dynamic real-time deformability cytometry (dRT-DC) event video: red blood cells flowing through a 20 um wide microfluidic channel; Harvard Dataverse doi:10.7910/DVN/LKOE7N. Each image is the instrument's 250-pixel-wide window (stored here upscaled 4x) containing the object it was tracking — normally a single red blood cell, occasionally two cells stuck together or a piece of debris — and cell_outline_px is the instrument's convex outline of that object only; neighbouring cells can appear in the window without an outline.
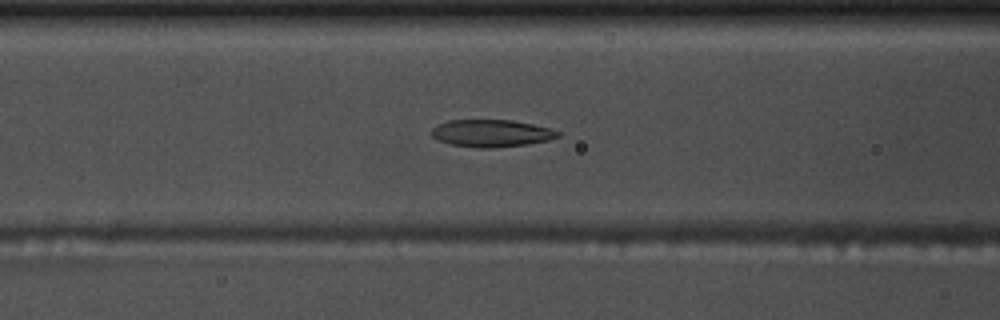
{"species": "common noctule bat (a hibernating species)", "species_latin": "Nyctalus noctula", "temperature_condition": "warm", "stored_images_in_passage": 53, "camera_frame_rate_fps": 3000, "um_per_image_px": 0.085, "animal": {"sex": "male", "body_mass_g": 17.5, "forearm_length_mm": 52.3}, "frame": {"image": 1, "passage_image": 20, "time_ms": 6.333, "image_size_px": [1000, 320], "cell_outline_px": [[560, 136], [548, 140], [528, 144], [492, 148], [476, 148], [448, 144], [436, 140], [428, 132], [436, 124], [448, 120], [512, 120], [552, 128], [560, 132]], "centroid_in_image_um": [41.71, 11.33], "position_along_channel_um": 124.9, "area_um2": 20.46}}
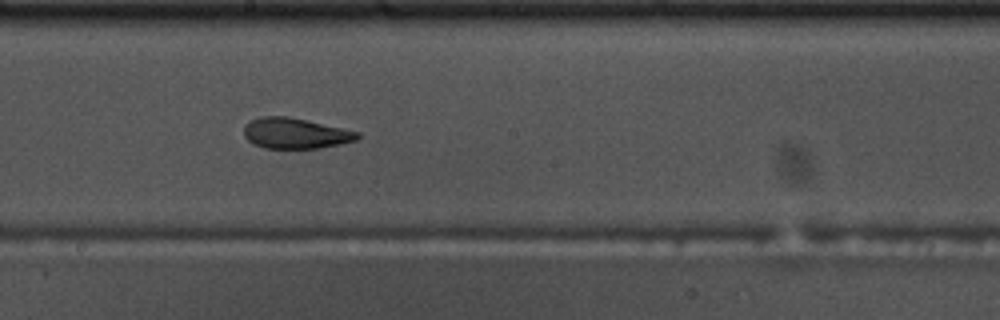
{"frame": {"image": 2, "passage_image": 28, "time_ms": 9.0, "image_size_px": [1000, 320], "cell_outline_px": [[360, 136], [356, 140], [340, 144], [320, 148], [264, 148], [252, 144], [244, 136], [244, 124], [248, 120], [260, 116], [288, 116], [360, 132]], "centroid_in_image_um": [25.06, 11.32], "position_along_channel_um": 223.1, "area_um2": 20.4}}
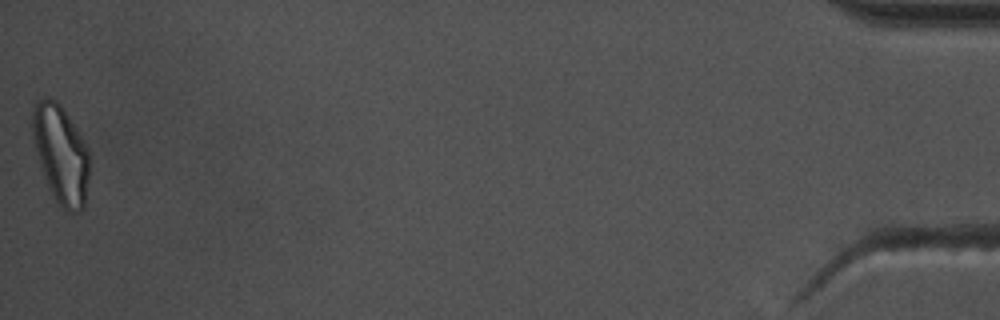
{"frame": {"image": 3, "passage_image": 53, "time_ms": 17.333, "image_size_px": [1000, 320], "cell_outline_px": [[88, 176], [84, 204], [80, 212], [68, 212], [56, 200], [48, 188], [44, 176], [32, 136], [32, 112], [36, 100], [44, 96], [48, 96], [56, 100], [60, 104], [76, 128], [88, 148]], "centroid_in_image_um": [5.15, 13.06], "position_along_channel_um": 430.0, "area_um2": 32.25}, "authors_computed_cell_mechanics": {"area_um2": 21.386, "velocity_mm_per_s": 3.6994, "shape_relaxation_time_tau1_ms": 11.3416, "shape_relaxation_time_tau2_ms": 2.5636, "deformation_change_tau1": 0.2401, "deformation_change_tau2": 0.1053}}